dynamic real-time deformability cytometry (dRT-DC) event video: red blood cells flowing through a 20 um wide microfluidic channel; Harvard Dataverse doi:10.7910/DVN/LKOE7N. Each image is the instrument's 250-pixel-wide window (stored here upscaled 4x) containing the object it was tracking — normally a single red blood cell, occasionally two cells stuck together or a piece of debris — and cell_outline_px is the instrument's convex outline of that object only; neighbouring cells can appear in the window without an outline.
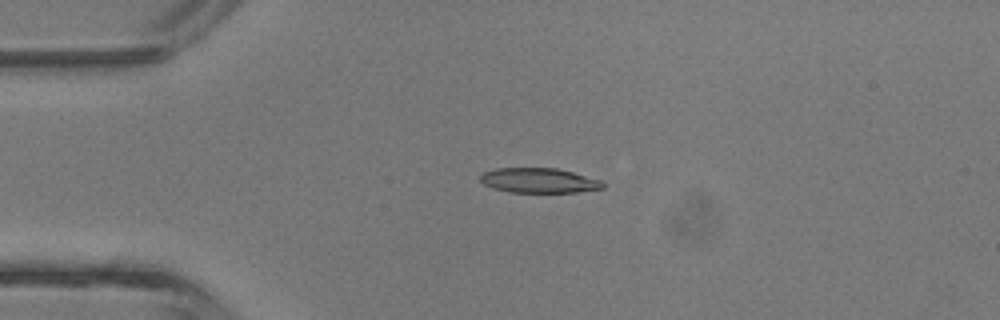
{"species": "common noctule bat (a hibernating species)", "species_latin": "Nyctalus noctula", "temperature_condition": "room temperature", "stored_images_in_passage": 4, "camera_frame_rate_fps": 3000, "um_per_image_px": 0.085, "animal": {"sex": "male", "body_mass_g": 13.3}, "frame": {"image": 1, "passage_image": 3, "time_ms": 0.667, "image_size_px": [1000, 320], "cell_outline_px": [[604, 188], [576, 192], [508, 192], [492, 188], [484, 184], [480, 180], [480, 176], [484, 172], [496, 168], [556, 168], [572, 172], [600, 180], [604, 184]], "centroid_in_image_um": [45.78, 15.34], "position_along_channel_um": 39.2, "area_um2": 17.63}}